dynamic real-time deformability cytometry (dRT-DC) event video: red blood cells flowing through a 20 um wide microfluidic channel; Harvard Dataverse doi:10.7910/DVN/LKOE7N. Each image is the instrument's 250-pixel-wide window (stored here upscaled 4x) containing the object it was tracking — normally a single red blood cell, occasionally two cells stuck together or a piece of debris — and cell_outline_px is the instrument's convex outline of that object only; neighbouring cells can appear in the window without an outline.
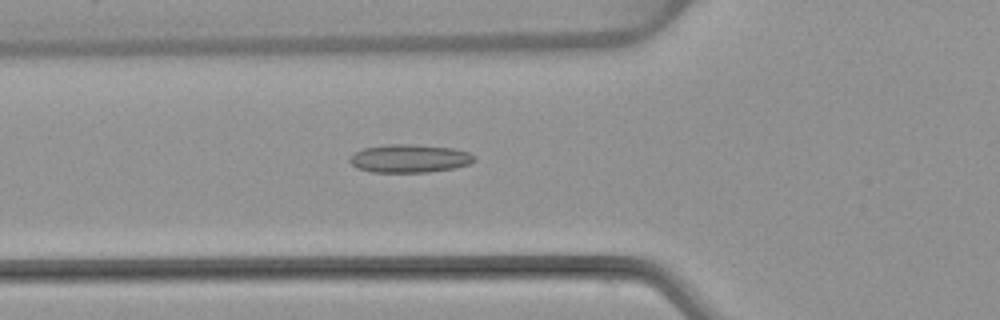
{"species": "common noctule bat (a hibernating species)", "species_latin": "Nyctalus noctula", "temperature_condition": "warm", "stored_images_in_passage": 52, "camera_frame_rate_fps": 3000, "um_per_image_px": 0.085, "animal": {"sex": "female", "body_mass_g": 22.7, "forearm_length_mm": 54.2}, "frame": {"image": 1, "passage_image": 19, "time_ms": 6.0, "image_size_px": [1000, 320], "cell_outline_px": [[476, 160], [468, 164], [452, 168], [428, 172], [372, 172], [356, 168], [348, 160], [348, 156], [364, 148], [388, 144], [416, 144], [456, 148], [468, 152], [476, 156]], "centroid_in_image_um": [34.81, 13.46], "position_along_channel_um": 91.0, "area_um2": 20.63}}
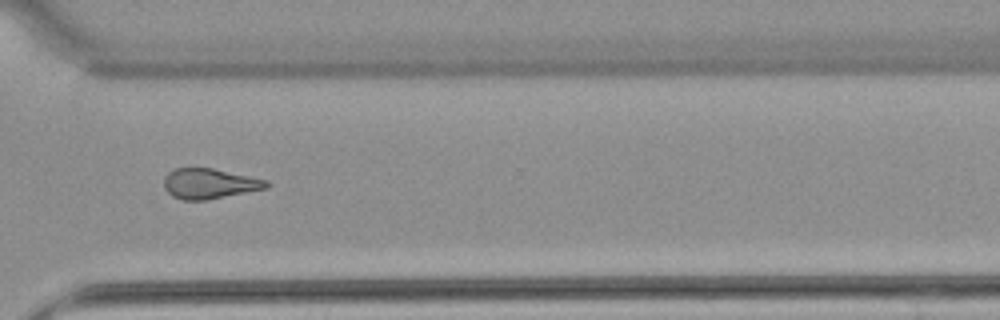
{"frame": {"image": 2, "passage_image": 39, "time_ms": 12.667, "image_size_px": [1000, 320], "cell_outline_px": [[268, 188], [208, 200], [184, 200], [172, 196], [164, 188], [164, 176], [168, 172], [176, 168], [212, 168], [268, 180]], "centroid_in_image_um": [17.79, 15.61], "position_along_channel_um": 352.8, "area_um2": 18.09}}
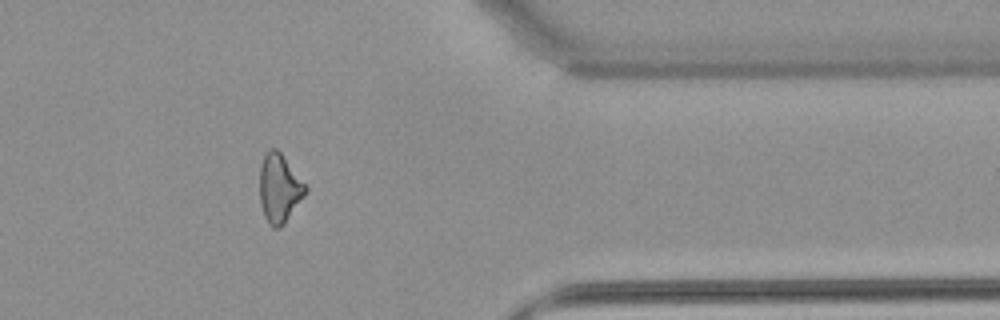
{"frame": {"image": 3, "passage_image": 43, "time_ms": 14.0, "image_size_px": [1000, 320], "cell_outline_px": [[308, 188], [304, 196], [284, 224], [280, 228], [272, 228], [268, 224], [264, 216], [260, 204], [260, 164], [264, 152], [268, 148], [276, 148], [280, 152]], "centroid_in_image_um": [23.71, 16.0], "position_along_channel_um": 387.7, "area_um2": 18.38}, "authors_computed_cell_mechanics": {"area_um2": 18.9006, "velocity_mm_per_s": 3.9296, "shape_relaxation_time_tau1_ms": null, "shape_relaxation_time_tau2_ms": 3.922, "deformation_change_tau1": null, "deformation_change_tau2": 0.1489}}